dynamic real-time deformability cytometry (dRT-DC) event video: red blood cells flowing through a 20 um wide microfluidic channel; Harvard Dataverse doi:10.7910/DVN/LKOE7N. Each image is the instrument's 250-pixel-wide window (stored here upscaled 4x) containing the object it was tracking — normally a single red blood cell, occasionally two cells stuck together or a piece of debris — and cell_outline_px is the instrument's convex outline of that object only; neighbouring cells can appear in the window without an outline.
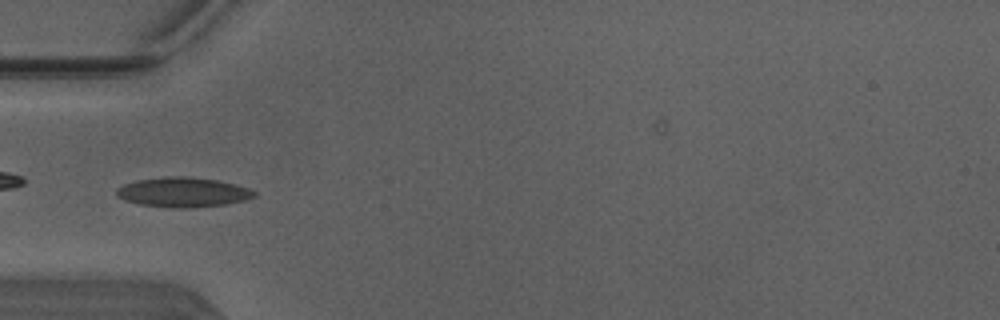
{"species": "Egyptian fruit bat (a non-hibernating species)", "species_latin": "Rousettus aegyptiacus", "temperature_condition": "warm", "stored_images_in_passage": 51, "camera_frame_rate_fps": 3000, "um_per_image_px": 0.085, "animal": {"sex": "male"}, "frame": {"image": 1, "passage_image": 17, "time_ms": 5.333, "image_size_px": [1000, 320], "cell_outline_px": [[256, 196], [244, 200], [224, 204], [188, 208], [172, 208], [140, 204], [124, 200], [116, 196], [116, 188], [124, 184], [136, 180], [164, 176], [188, 176], [216, 180], [236, 184], [248, 188], [256, 192]], "centroid_in_image_um": [15.52, 16.33], "position_along_channel_um": 69.5, "area_um2": 23.93}}
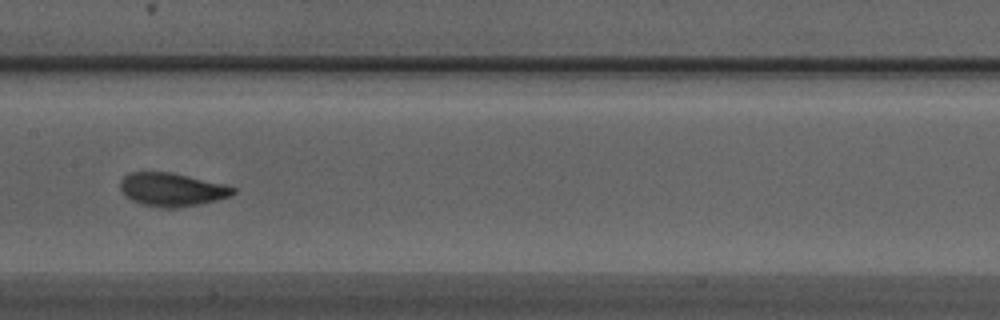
{"frame": {"image": 2, "passage_image": 26, "time_ms": 8.333, "image_size_px": [1000, 320], "cell_outline_px": [[236, 192], [228, 196], [216, 200], [200, 204], [140, 204], [132, 200], [120, 188], [120, 180], [128, 172], [172, 172], [224, 184], [236, 188]], "centroid_in_image_um": [14.61, 16.04], "position_along_channel_um": 192.8, "area_um2": 20.81}}
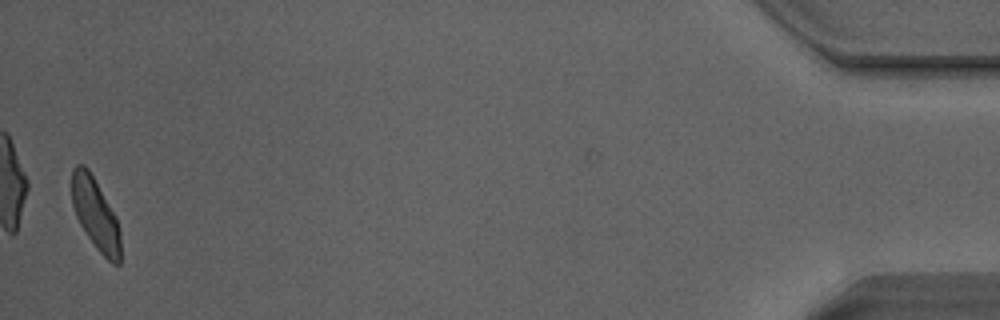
{"frame": {"image": 3, "passage_image": 50, "time_ms": 16.333, "image_size_px": [1000, 320], "cell_outline_px": [[120, 264], [112, 264], [96, 248], [80, 224], [76, 216], [72, 204], [72, 168], [76, 164], [84, 164], [88, 168], [116, 216], [120, 232]], "centroid_in_image_um": [8.11, 18.18], "position_along_channel_um": 427.1, "area_um2": 20.17}, "authors_computed_cell_mechanics": {"area_um2": 20.6924, "velocity_mm_per_s": 4.1037, "shape_relaxation_time_tau1_ms": 3.7877, "shape_relaxation_time_tau2_ms": 0.6531, "deformation_change_tau1": 0.1239, "deformation_change_tau2": 0.0485}}